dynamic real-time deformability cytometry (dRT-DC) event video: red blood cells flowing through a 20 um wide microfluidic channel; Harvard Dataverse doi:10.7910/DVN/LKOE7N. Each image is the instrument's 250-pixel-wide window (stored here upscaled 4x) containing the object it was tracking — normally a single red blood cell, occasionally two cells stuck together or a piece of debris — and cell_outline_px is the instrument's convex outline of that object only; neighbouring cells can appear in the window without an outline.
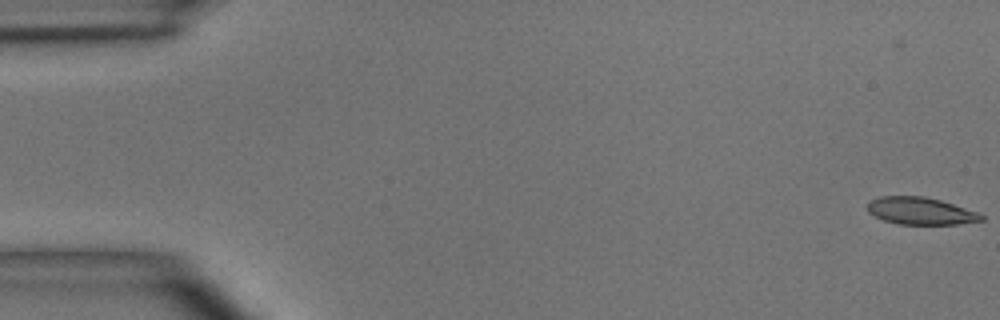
{"species": "common noctule bat (a hibernating species)", "species_latin": "Nyctalus noctula", "temperature_condition": "room temperature", "stored_images_in_passage": 5, "camera_frame_rate_fps": 3000, "um_per_image_px": 0.085, "animal": {"sex": "male", "body_mass_g": 15.6}, "frame": {"image": 1, "passage_image": 1, "time_ms": 0.0, "image_size_px": [1000, 320], "cell_outline_px": [[984, 220], [956, 224], [900, 224], [884, 220], [868, 212], [868, 200], [880, 196], [924, 196], [940, 200], [976, 212], [984, 216]], "centroid_in_image_um": [78.21, 17.92], "position_along_channel_um": 6.8, "area_um2": 17.86}}
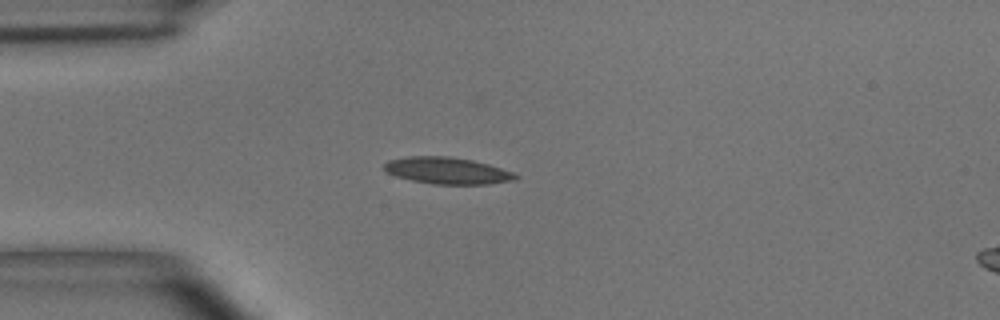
{"frame": {"image": 2, "passage_image": 5, "time_ms": 4.333, "image_size_px": [1000, 320], "cell_outline_px": [[520, 176], [516, 180], [488, 184], [432, 184], [412, 180], [396, 176], [388, 172], [384, 168], [384, 164], [388, 160], [408, 156], [448, 156], [472, 160], [488, 164], [512, 172]], "centroid_in_image_um": [38.03, 14.5], "position_along_channel_um": 47.0, "area_um2": 20.35}}